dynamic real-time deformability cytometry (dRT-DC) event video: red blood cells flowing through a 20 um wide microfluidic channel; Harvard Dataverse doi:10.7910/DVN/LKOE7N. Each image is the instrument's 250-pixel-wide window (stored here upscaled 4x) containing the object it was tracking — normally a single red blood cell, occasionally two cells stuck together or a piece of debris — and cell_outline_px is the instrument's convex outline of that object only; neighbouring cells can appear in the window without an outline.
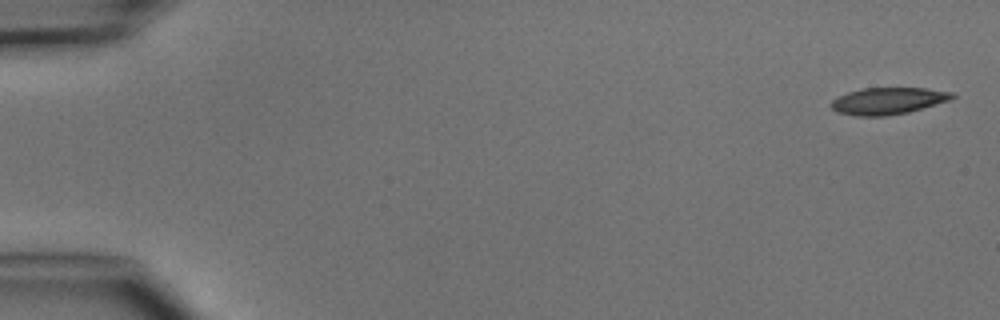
{"species": "common noctule bat (a hibernating species)", "species_latin": "Nyctalus noctula", "temperature_condition": "cold", "stored_images_in_passage": 4, "camera_frame_rate_fps": 3000, "um_per_image_px": 0.085, "animal": {"sex": "male", "body_mass_g": 15.6}, "frame": {"image": 1, "passage_image": 1, "time_ms": 0.0, "image_size_px": [1000, 320], "cell_outline_px": [[956, 96], [948, 100], [908, 112], [884, 116], [856, 116], [836, 112], [828, 104], [832, 100], [848, 92], [860, 88], [924, 88], [956, 92]], "centroid_in_image_um": [75.45, 8.57], "position_along_channel_um": 9.5, "area_um2": 18.9}}
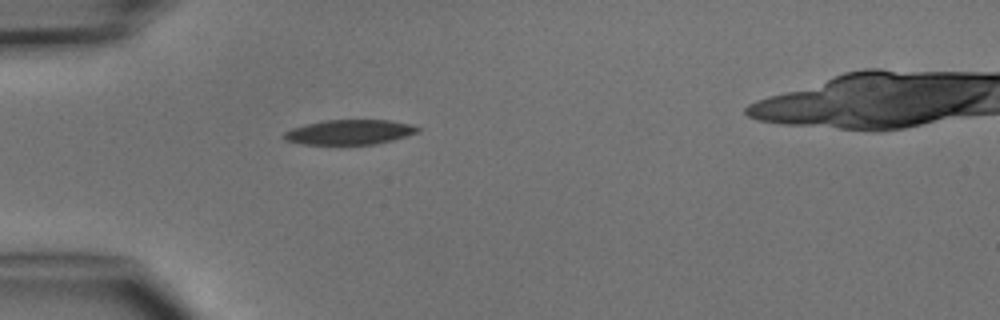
{"frame": {"image": 2, "passage_image": 4, "time_ms": 4.333, "image_size_px": [1000, 320], "cell_outline_px": [[424, 128], [420, 132], [408, 136], [376, 144], [304, 144], [284, 140], [284, 132], [292, 128], [324, 120], [388, 120], [408, 124]], "centroid_in_image_um": [29.77, 11.23], "position_along_channel_um": 55.2, "area_um2": 19.31}}